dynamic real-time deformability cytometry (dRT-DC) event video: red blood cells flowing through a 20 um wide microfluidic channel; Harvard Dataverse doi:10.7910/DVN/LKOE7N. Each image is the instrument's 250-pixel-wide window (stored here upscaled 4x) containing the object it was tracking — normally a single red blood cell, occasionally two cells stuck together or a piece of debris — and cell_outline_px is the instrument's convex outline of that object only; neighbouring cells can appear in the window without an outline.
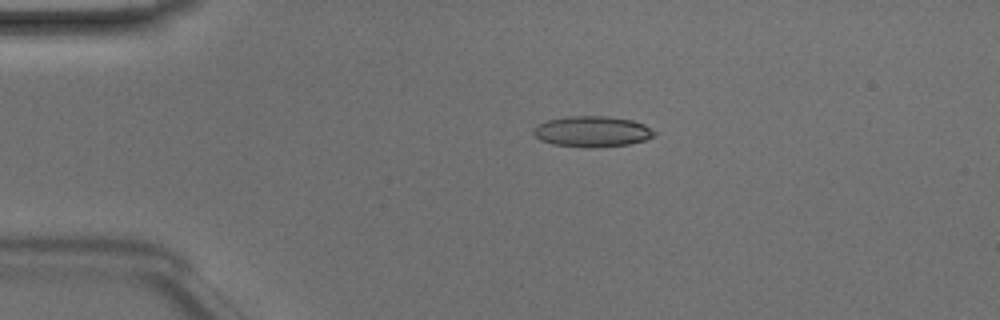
{"species": "Egyptian fruit bat (a non-hibernating species)", "species_latin": "Rousettus aegyptiacus", "temperature_condition": "room temperature", "stored_images_in_passage": 41, "camera_frame_rate_fps": 3000, "um_per_image_px": 0.085, "animal": {"sex": "male"}, "frame": {"image": 1, "passage_image": 3, "time_ms": 0.667, "image_size_px": [1000, 320], "cell_outline_px": [[656, 136], [644, 140], [628, 144], [596, 148], [552, 144], [540, 140], [532, 132], [532, 128], [536, 124], [544, 120], [568, 116], [608, 116], [632, 120], [644, 124], [656, 132]], "centroid_in_image_um": [50.3, 11.17], "position_along_channel_um": 34.7, "area_um2": 21.91}}
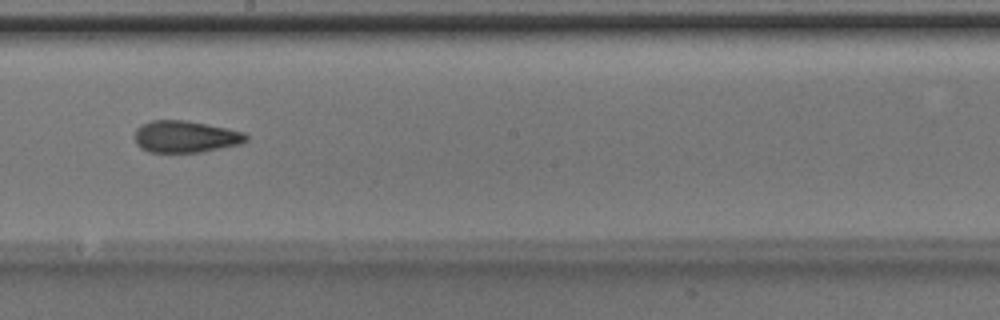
{"frame": {"image": 2, "passage_image": 20, "time_ms": 6.333, "image_size_px": [1000, 320], "cell_outline_px": [[248, 140], [240, 144], [200, 152], [148, 152], [140, 148], [136, 144], [136, 128], [140, 124], [152, 120], [184, 120], [228, 128], [244, 132], [248, 136]], "centroid_in_image_um": [15.75, 11.61], "position_along_channel_um": 232.4, "area_um2": 20.69}}
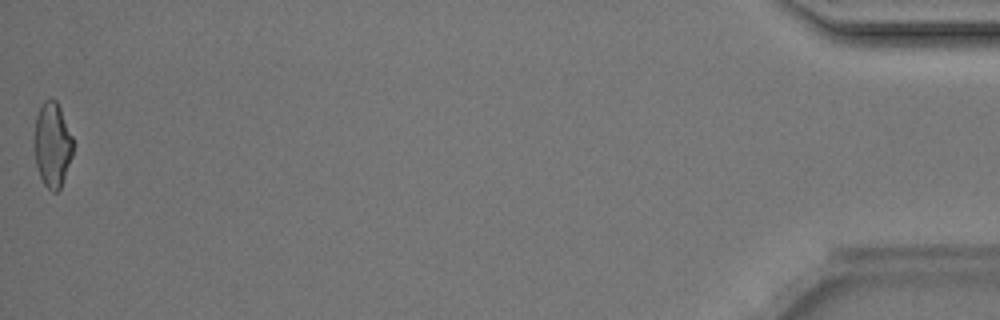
{"frame": {"image": 3, "passage_image": 41, "time_ms": 13.333, "image_size_px": [1000, 320], "cell_outline_px": [[72, 156], [60, 188], [56, 192], [52, 192], [44, 184], [40, 176], [36, 164], [32, 148], [32, 140], [36, 116], [44, 100], [56, 100], [60, 108], [72, 136]], "centroid_in_image_um": [4.4, 12.31], "position_along_channel_um": 430.8, "area_um2": 19.25}, "authors_computed_cell_mechanics": {"area_um2": 20.519, "velocity_mm_per_s": 4.2229, "shape_relaxation_time_tau1_ms": 9.5666, "shape_relaxation_time_tau2_ms": 2.5209, "deformation_change_tau1": 0.2008, "deformation_change_tau2": 0.1139}}